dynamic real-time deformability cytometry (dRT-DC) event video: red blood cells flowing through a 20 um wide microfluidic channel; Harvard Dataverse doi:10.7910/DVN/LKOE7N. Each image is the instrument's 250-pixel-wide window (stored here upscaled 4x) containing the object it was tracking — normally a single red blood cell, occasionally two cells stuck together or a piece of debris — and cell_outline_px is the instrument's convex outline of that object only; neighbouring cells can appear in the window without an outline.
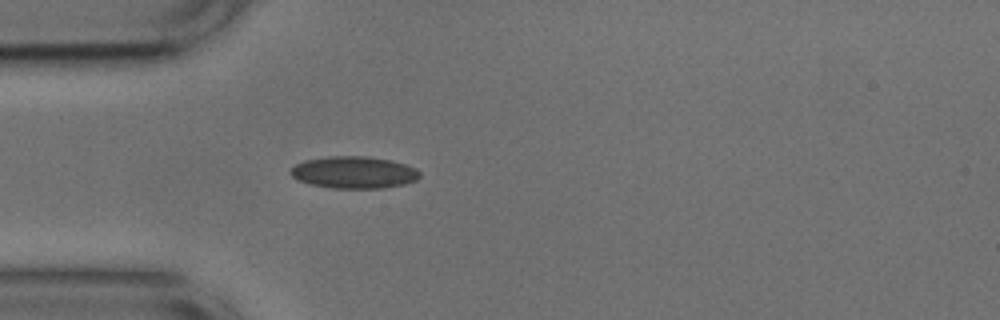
{"species": "common noctule bat (a hibernating species)", "species_latin": "Nyctalus noctula", "temperature_condition": "cold", "stored_images_in_passage": 39, "camera_frame_rate_fps": 3000, "um_per_image_px": 0.085, "animal": {"sex": "male", "body_mass_g": 17.9, "forearm_length_mm": 54.2}, "frame": {"image": 1, "passage_image": 1, "time_ms": 0.0, "image_size_px": [1000, 320], "cell_outline_px": [[420, 176], [416, 180], [404, 184], [384, 188], [332, 188], [308, 184], [296, 180], [288, 172], [296, 164], [304, 160], [328, 156], [368, 156], [392, 160], [416, 168], [420, 172]], "centroid_in_image_um": [30.06, 14.65], "position_along_channel_um": 54.9, "area_um2": 24.33}}
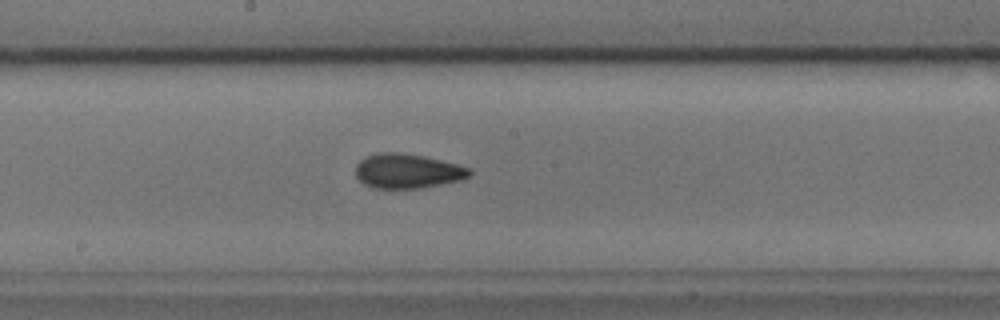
{"frame": {"image": 2, "passage_image": 14, "time_ms": 4.333, "image_size_px": [1000, 320], "cell_outline_px": [[472, 172], [464, 180], [420, 188], [372, 188], [364, 184], [356, 176], [356, 164], [360, 160], [376, 152], [396, 152], [424, 156], [472, 168]], "centroid_in_image_um": [34.64, 14.54], "position_along_channel_um": 213.6, "area_um2": 23.0}}
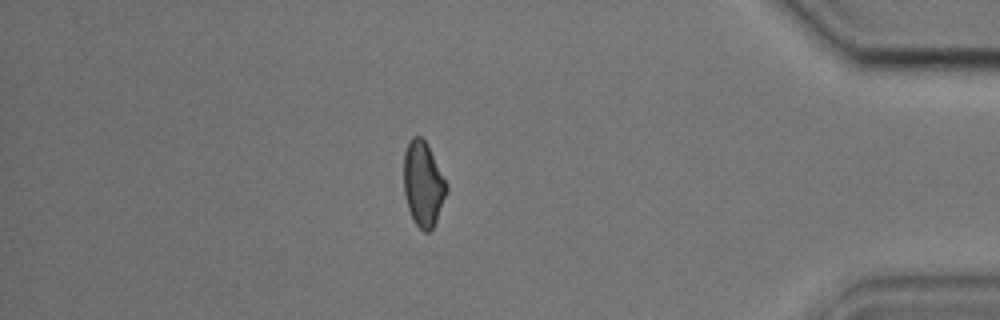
{"frame": {"image": 3, "passage_image": 32, "time_ms": 10.333, "image_size_px": [1000, 320], "cell_outline_px": [[448, 192], [436, 220], [432, 228], [428, 232], [424, 232], [416, 224], [408, 208], [404, 192], [404, 152], [408, 140], [412, 136], [420, 136], [428, 144], [448, 184]], "centroid_in_image_um": [35.98, 15.59], "position_along_channel_um": 399.2, "area_um2": 21.27}, "authors_computed_cell_mechanics": {"area_um2": 21.964, "velocity_mm_per_s": 3.7418, "shape_relaxation_time_tau1_ms": 3.4139, "shape_relaxation_time_tau2_ms": 2.0691, "deformation_change_tau1": 0.105, "deformation_change_tau2": 0.0795}}